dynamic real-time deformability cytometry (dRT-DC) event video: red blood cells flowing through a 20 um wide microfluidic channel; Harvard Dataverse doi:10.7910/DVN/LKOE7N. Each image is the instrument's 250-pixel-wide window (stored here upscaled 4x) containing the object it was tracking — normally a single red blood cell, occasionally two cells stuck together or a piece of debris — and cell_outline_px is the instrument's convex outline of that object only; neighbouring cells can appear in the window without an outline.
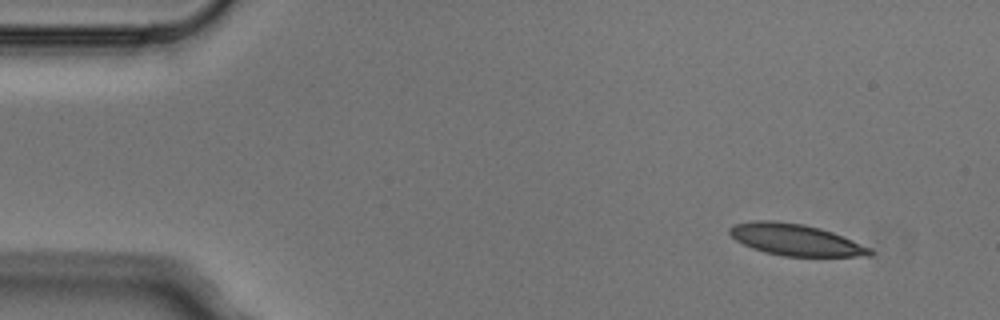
{"species": "Egyptian fruit bat (a non-hibernating species)", "species_latin": "Rousettus aegyptiacus", "temperature_condition": "cold", "stored_images_in_passage": 4, "segment_of_instrument_passage": [2, 2], "camera_frame_rate_fps": 3000, "um_per_image_px": 0.085, "animal": {"sex": "male"}, "frame": {"image": 1, "passage_image": 4, "time_ms": 1.0, "image_size_px": [1000, 320], "cell_outline_px": [[872, 256], [784, 256], [764, 252], [752, 248], [736, 240], [728, 232], [728, 228], [732, 224], [752, 220], [776, 220], [804, 224], [820, 228], [832, 232], [872, 248]], "centroid_in_image_um": [67.58, 20.36], "position_along_channel_um": 17.4, "area_um2": 25.89}}